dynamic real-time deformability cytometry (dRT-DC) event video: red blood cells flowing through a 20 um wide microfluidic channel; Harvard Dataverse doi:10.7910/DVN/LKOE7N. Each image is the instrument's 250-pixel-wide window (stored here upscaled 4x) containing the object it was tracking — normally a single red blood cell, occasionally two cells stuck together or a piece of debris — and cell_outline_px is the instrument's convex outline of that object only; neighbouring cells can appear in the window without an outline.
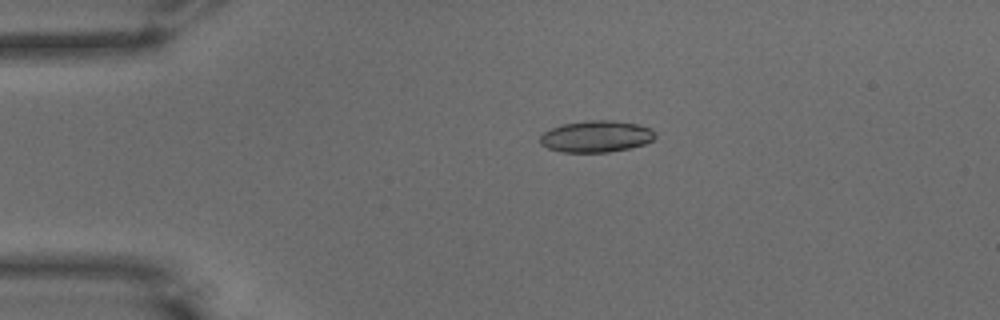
{"species": "common noctule bat (a hibernating species)", "species_latin": "Nyctalus noctula", "temperature_condition": "warm", "stored_images_in_passage": 46, "camera_frame_rate_fps": 3000, "um_per_image_px": 0.085, "animal": {"sex": "male", "body_mass_g": 15.6}, "frame": {"image": 1, "passage_image": 3, "time_ms": 0.667, "image_size_px": [1000, 320], "cell_outline_px": [[656, 136], [652, 140], [644, 144], [628, 148], [608, 152], [560, 152], [548, 148], [540, 144], [540, 136], [544, 132], [552, 128], [564, 124], [584, 120], [612, 120], [636, 124], [652, 128], [656, 132]], "centroid_in_image_um": [50.68, 11.59], "position_along_channel_um": 34.3, "area_um2": 21.21}}
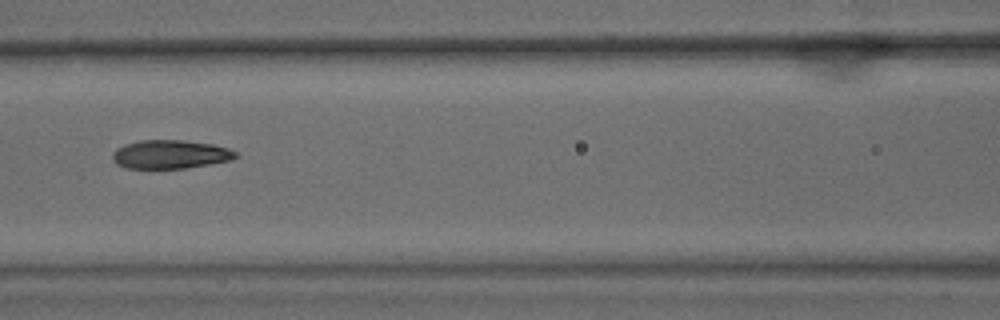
{"frame": {"image": 2, "passage_image": 16, "time_ms": 5.0, "image_size_px": [1000, 320], "cell_outline_px": [[236, 156], [232, 160], [184, 168], [128, 168], [116, 164], [112, 160], [112, 152], [116, 148], [124, 144], [140, 140], [184, 140], [212, 144], [228, 148], [236, 152]], "centroid_in_image_um": [14.43, 13.11], "position_along_channel_um": 152.2, "area_um2": 20.52}}
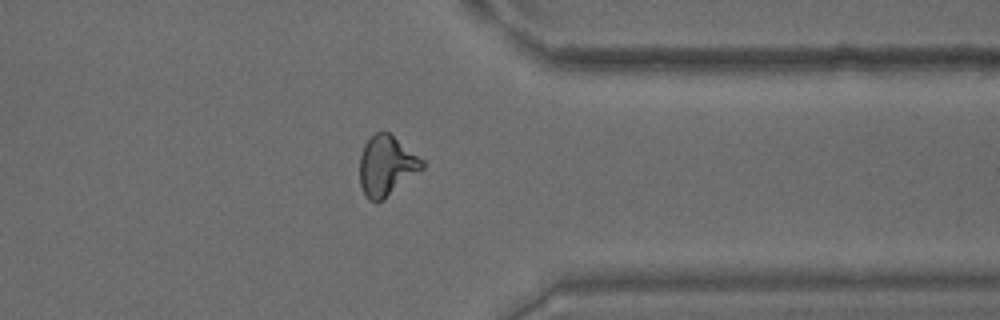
{"frame": {"image": 3, "passage_image": 35, "time_ms": 11.333, "image_size_px": [1000, 320], "cell_outline_px": [[424, 168], [384, 200], [376, 204], [368, 200], [360, 184], [360, 156], [364, 144], [376, 132], [388, 132], [424, 160]], "centroid_in_image_um": [32.85, 14.13], "position_along_channel_um": 378.5, "area_um2": 21.91}, "authors_computed_cell_mechanics": {"area_um2": 21.1548, "velocity_mm_per_s": 3.6695, "shape_relaxation_time_tau1_ms": 5.1436, "shape_relaxation_time_tau2_ms": 2.2792, "deformation_change_tau1": 0.2023, "deformation_change_tau2": 0.1031}}